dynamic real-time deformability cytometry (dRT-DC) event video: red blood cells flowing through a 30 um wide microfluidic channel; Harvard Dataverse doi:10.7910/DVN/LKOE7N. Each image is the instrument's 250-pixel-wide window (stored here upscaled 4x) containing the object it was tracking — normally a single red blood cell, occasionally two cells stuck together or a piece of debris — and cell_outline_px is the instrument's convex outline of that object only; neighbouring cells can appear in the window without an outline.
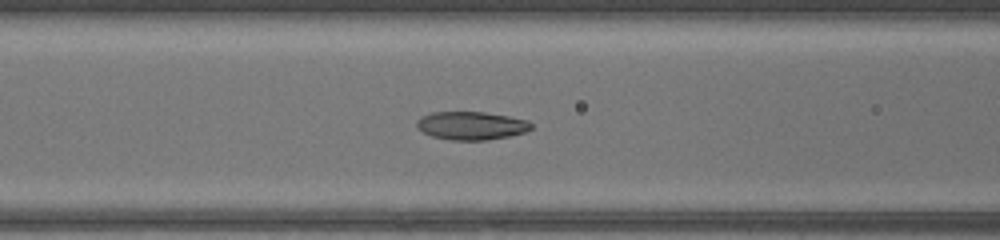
{"species": "common noctule bat (a hibernating species)", "species_latin": "Nyctalus noctula", "temperature_condition": "warm", "stored_images_in_passage": 50, "camera_frame_rate_fps": 3000, "um_per_image_px": 0.085, "animal": {"sex": "female", "body_mass_g": 17.0, "forearm_length_mm": 48.0}, "frame": {"image": 1, "passage_image": 22, "time_ms": 7.0, "image_size_px": [1000, 240], "cell_outline_px": [[532, 128], [524, 132], [508, 136], [488, 140], [452, 140], [432, 136], [416, 128], [416, 120], [420, 116], [432, 112], [484, 112], [508, 116], [528, 120], [532, 124]], "centroid_in_image_um": [40.03, 10.67], "position_along_channel_um": 126.6, "area_um2": 18.84}}
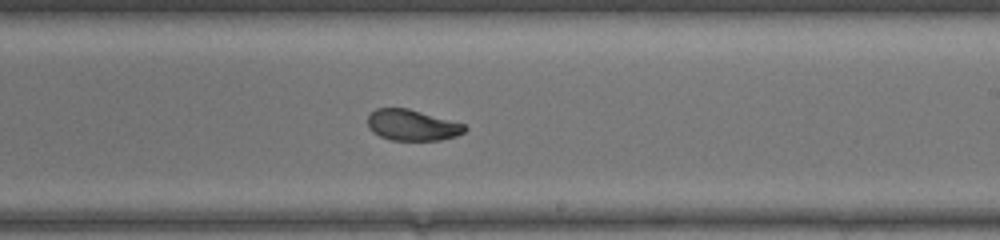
{"frame": {"image": 2, "passage_image": 31, "time_ms": 10.0, "image_size_px": [1000, 240], "cell_outline_px": [[468, 128], [464, 132], [456, 136], [440, 140], [392, 140], [380, 136], [372, 132], [368, 128], [368, 116], [376, 108], [408, 108], [464, 124]], "centroid_in_image_um": [35.02, 10.64], "position_along_channel_um": 254.0, "area_um2": 17.46}}
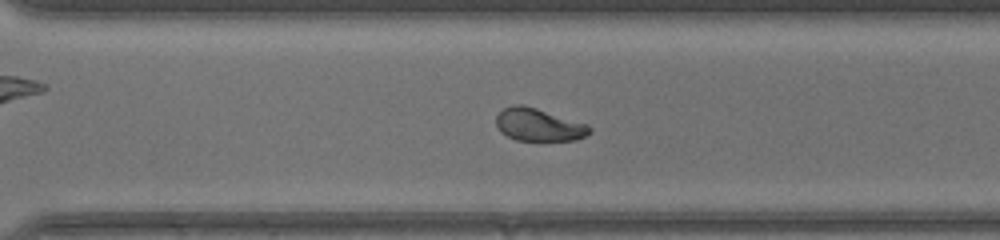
{"frame": {"image": 3, "passage_image": 36, "time_ms": 11.667, "image_size_px": [1000, 240], "cell_outline_px": [[592, 132], [576, 140], [516, 140], [500, 132], [496, 124], [496, 116], [504, 108], [512, 104], [524, 104], [588, 124], [592, 128]], "centroid_in_image_um": [45.79, 10.59], "position_along_channel_um": 324.8, "area_um2": 17.86}, "authors_computed_cell_mechanics": {"area_um2": 19.2474, "velocity_mm_per_s": 4.2592, "shape_relaxation_time_tau1_ms": 4.5554, "shape_relaxation_time_tau2_ms": 1.4915, "deformation_change_tau1": 0.1625, "deformation_change_tau2": 0.0528}}